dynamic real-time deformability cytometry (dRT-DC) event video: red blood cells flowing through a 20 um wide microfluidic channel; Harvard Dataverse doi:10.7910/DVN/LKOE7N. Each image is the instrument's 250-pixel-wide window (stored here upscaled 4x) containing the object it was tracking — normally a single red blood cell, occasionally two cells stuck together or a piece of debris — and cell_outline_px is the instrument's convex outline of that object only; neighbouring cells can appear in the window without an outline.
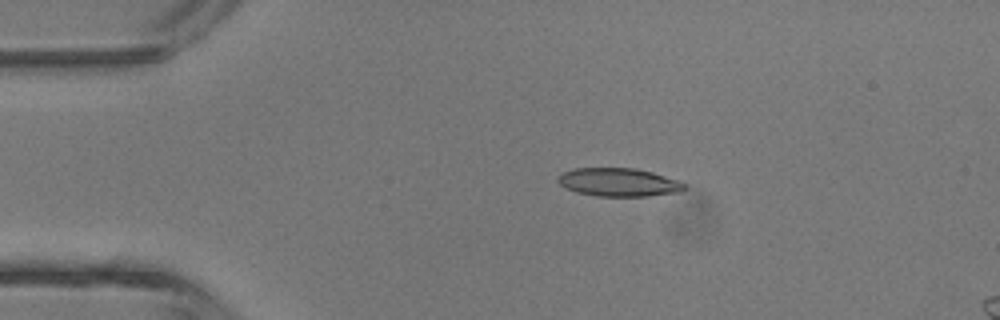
{"species": "common noctule bat (a hibernating species)", "species_latin": "Nyctalus noctula", "temperature_condition": "room temperature", "stored_images_in_passage": 2, "camera_frame_rate_fps": 3000, "um_per_image_px": 0.085, "animal": {"sex": "male", "body_mass_g": 13.3}, "frame": {"image": 1, "passage_image": 1, "time_ms": 0.0, "image_size_px": [1000, 320], "cell_outline_px": [[688, 188], [680, 192], [648, 196], [596, 196], [576, 192], [560, 184], [556, 180], [556, 176], [572, 168], [636, 168], [652, 172], [680, 180], [688, 184]], "centroid_in_image_um": [52.64, 15.49], "position_along_channel_um": 32.4, "area_um2": 21.15}}